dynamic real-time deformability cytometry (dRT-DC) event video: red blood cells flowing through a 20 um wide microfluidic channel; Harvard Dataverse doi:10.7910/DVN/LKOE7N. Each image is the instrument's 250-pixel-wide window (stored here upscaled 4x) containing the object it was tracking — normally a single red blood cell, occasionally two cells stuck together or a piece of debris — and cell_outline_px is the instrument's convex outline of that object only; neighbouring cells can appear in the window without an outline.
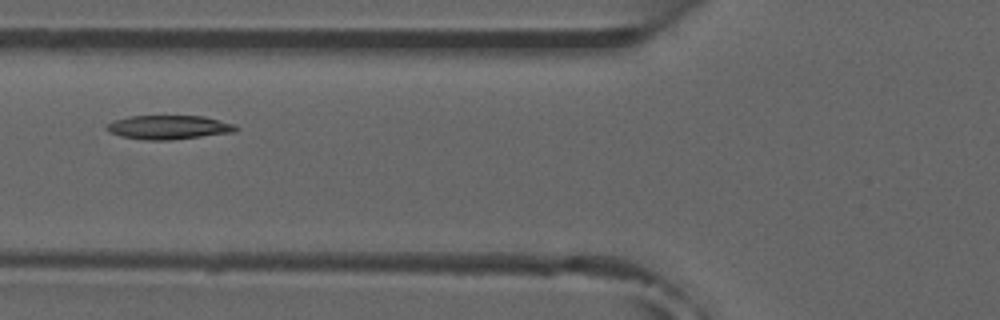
{"species": "common noctule bat (a hibernating species)", "species_latin": "Nyctalus noctula", "temperature_condition": "room temperature", "stored_images_in_passage": 5, "camera_frame_rate_fps": 3000, "um_per_image_px": 0.085, "animal": {"sex": "male", "forearm_length_mm": 52.5}, "frame": {"image": 1, "passage_image": 5, "time_ms": 4.667, "image_size_px": [1000, 320], "cell_outline_px": [[240, 128], [236, 132], [168, 140], [144, 140], [120, 136], [108, 132], [104, 128], [112, 120], [132, 116], [204, 116], [232, 124]], "centroid_in_image_um": [14.3, 10.82], "position_along_channel_um": 111.5, "area_um2": 18.03}}